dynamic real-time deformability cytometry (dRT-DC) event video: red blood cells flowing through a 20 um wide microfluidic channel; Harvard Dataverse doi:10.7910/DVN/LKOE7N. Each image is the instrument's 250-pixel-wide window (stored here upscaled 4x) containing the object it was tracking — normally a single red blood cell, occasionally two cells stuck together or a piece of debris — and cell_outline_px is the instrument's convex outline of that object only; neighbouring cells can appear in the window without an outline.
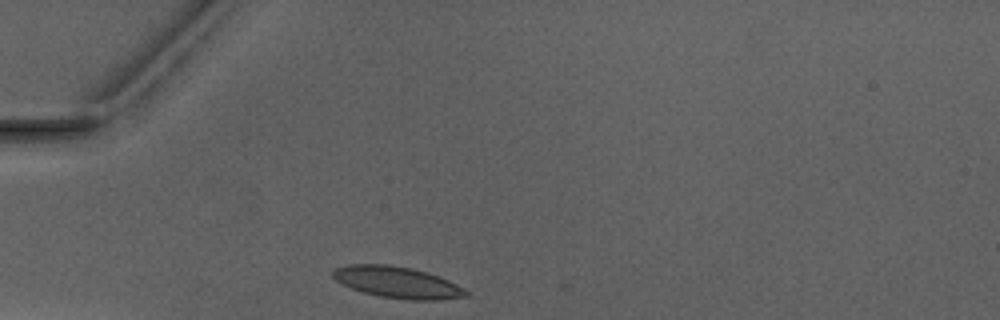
{"species": "Egyptian fruit bat (a non-hibernating species)", "species_latin": "Rousettus aegyptiacus", "temperature_condition": "warm", "stored_images_in_passage": 2, "camera_frame_rate_fps": 3000, "um_per_image_px": 0.085, "animal": {"sex": "male"}, "frame": {"image": 1, "passage_image": 1, "time_ms": 0.0, "image_size_px": [1000, 320], "cell_outline_px": [[468, 296], [440, 300], [408, 300], [380, 296], [364, 292], [352, 288], [336, 280], [332, 276], [332, 272], [336, 268], [352, 264], [388, 264], [412, 268], [440, 276], [464, 288], [468, 292]], "centroid_in_image_um": [33.81, 24.0], "position_along_channel_um": 51.2, "area_um2": 24.28}}